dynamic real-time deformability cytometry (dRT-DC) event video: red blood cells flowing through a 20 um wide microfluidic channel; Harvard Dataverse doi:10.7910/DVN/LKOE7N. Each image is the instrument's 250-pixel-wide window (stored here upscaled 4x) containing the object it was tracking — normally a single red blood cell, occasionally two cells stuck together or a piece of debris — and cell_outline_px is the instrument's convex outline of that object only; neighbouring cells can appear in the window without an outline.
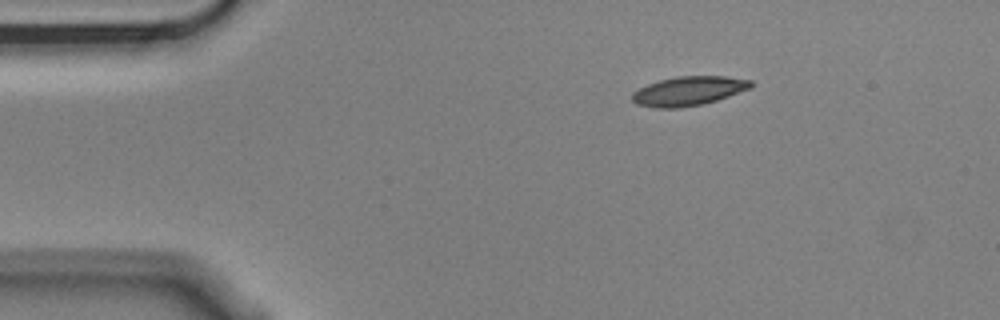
{"species": "Egyptian fruit bat (a non-hibernating species)", "species_latin": "Rousettus aegyptiacus", "temperature_condition": "cold", "stored_images_in_passage": 3, "camera_frame_rate_fps": 3000, "um_per_image_px": 0.085, "animal": {"sex": "male"}, "frame": {"image": 1, "passage_image": 1, "time_ms": 0.0, "image_size_px": [1000, 320], "cell_outline_px": [[752, 88], [716, 100], [700, 104], [676, 108], [656, 108], [636, 104], [632, 100], [632, 92], [648, 84], [660, 80], [676, 76], [724, 76], [752, 80]], "centroid_in_image_um": [58.52, 7.73], "position_along_channel_um": 26.5, "area_um2": 20.06}}